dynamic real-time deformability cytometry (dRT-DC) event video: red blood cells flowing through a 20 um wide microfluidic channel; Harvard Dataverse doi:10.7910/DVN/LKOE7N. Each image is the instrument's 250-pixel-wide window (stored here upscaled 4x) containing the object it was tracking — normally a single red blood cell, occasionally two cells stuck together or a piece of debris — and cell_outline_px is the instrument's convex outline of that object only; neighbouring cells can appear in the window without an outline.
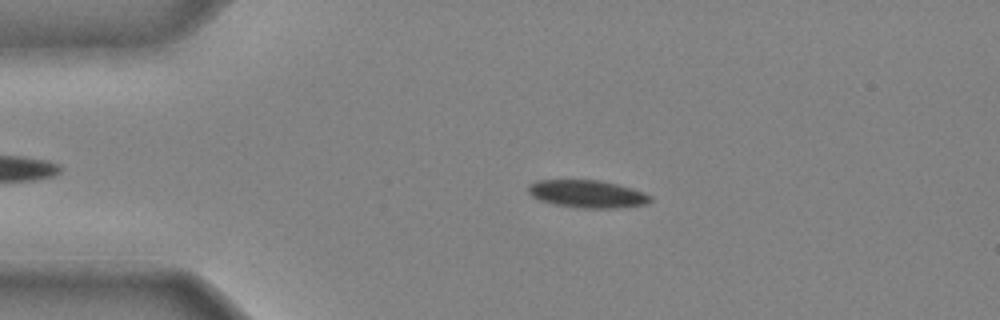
{"species": "common noctule bat (a hibernating species)", "species_latin": "Nyctalus noctula", "temperature_condition": "cold", "stored_images_in_passage": 41, "camera_frame_rate_fps": 3000, "um_per_image_px": 0.085, "animal": {"sex": "male", "body_mass_g": 20.4}, "frame": {"image": 1, "passage_image": 8, "time_ms": 2.333, "image_size_px": [1000, 320], "cell_outline_px": [[652, 200], [648, 204], [616, 208], [584, 208], [556, 204], [540, 200], [532, 196], [528, 192], [528, 184], [536, 180], [600, 180], [632, 188], [644, 192], [652, 196]], "centroid_in_image_um": [49.94, 16.48], "position_along_channel_um": 35.1, "area_um2": 19.65}}
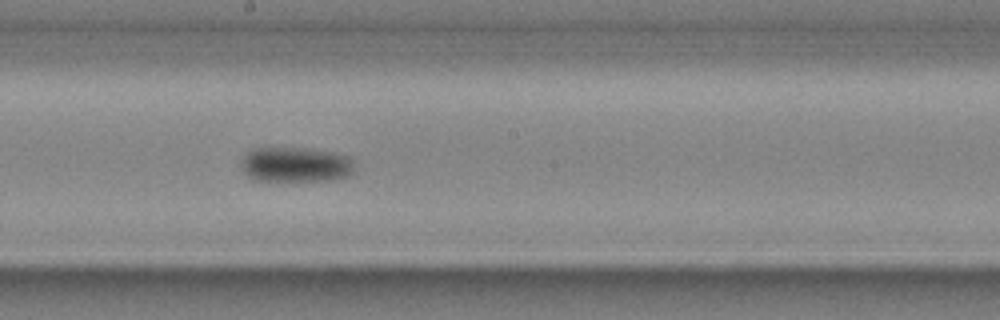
{"frame": {"image": 2, "passage_image": 23, "time_ms": 7.333, "image_size_px": [1000, 320], "cell_outline_px": [[352, 172], [348, 176], [328, 180], [256, 180], [244, 172], [244, 156], [252, 148], [308, 148], [332, 152], [348, 156], [352, 164]], "centroid_in_image_um": [25.14, 13.98], "position_along_channel_um": 223.1, "area_um2": 22.54}}
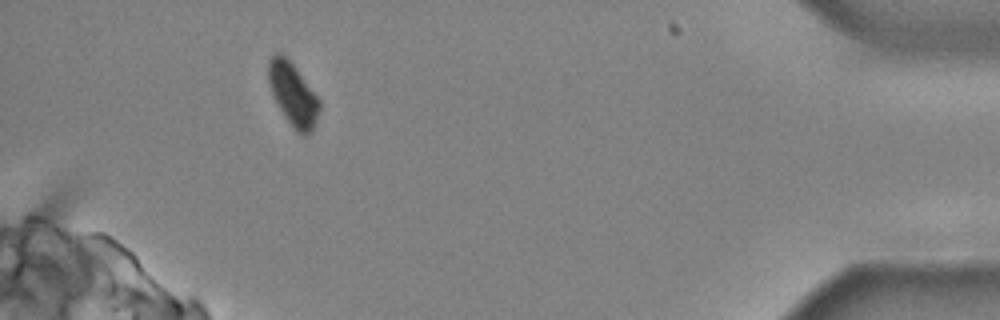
{"frame": {"image": 3, "passage_image": 39, "time_ms": 12.667, "image_size_px": [1000, 320], "cell_outline_px": [[320, 108], [316, 124], [312, 132], [304, 136], [300, 136], [296, 132], [280, 108], [272, 92], [268, 80], [268, 60], [276, 52], [280, 52], [292, 64], [320, 100]], "centroid_in_image_um": [24.92, 8.05], "position_along_channel_um": 410.3, "area_um2": 18.38}}